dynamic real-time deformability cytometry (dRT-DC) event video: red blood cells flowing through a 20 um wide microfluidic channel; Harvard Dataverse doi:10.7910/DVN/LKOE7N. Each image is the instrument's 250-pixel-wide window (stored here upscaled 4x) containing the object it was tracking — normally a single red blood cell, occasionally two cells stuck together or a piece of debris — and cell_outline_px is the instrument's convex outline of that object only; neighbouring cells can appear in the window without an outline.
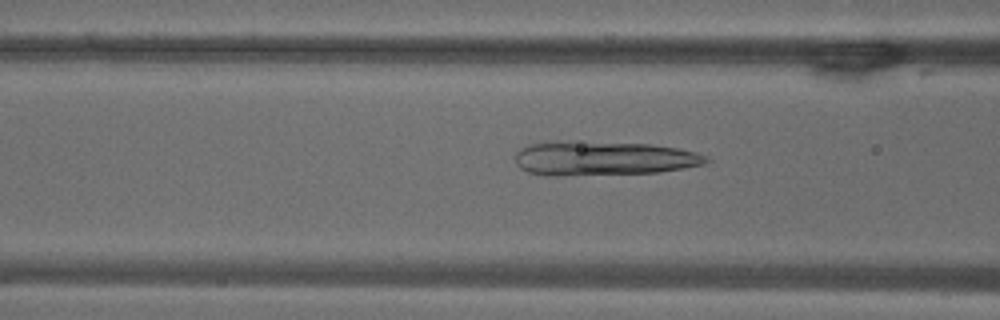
{"species": "common noctule bat (a hibernating species)", "species_latin": "Nyctalus noctula", "temperature_condition": "warm", "stored_images_in_passage": 53, "camera_frame_rate_fps": 3000, "um_per_image_px": 0.085, "animal": {"sex": "male", "body_mass_g": 18.8}, "frame": {"image": 1, "passage_image": 20, "time_ms": 6.333, "image_size_px": [1000, 320], "cell_outline_px": [[712, 160], [704, 164], [684, 168], [660, 172], [556, 176], [544, 176], [528, 172], [520, 168], [516, 164], [516, 152], [520, 148], [528, 144], [560, 140], [652, 144], [676, 148], [696, 152], [708, 156]], "centroid_in_image_um": [51.26, 13.45], "position_along_channel_um": 115.3, "area_um2": 38.67}}
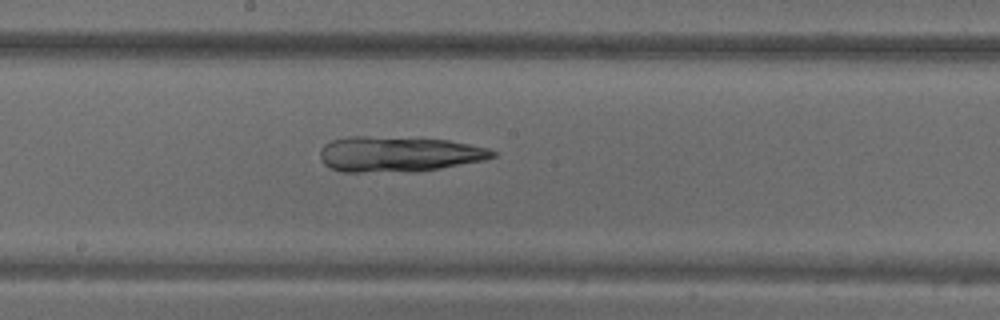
{"frame": {"image": 2, "passage_image": 28, "time_ms": 9.0, "image_size_px": [1000, 320], "cell_outline_px": [[496, 156], [484, 160], [440, 168], [416, 172], [344, 172], [332, 168], [324, 164], [320, 160], [320, 148], [324, 144], [332, 140], [348, 136], [368, 136], [448, 140], [488, 148], [496, 152]], "centroid_in_image_um": [33.85, 13.11], "position_along_channel_um": 214.4, "area_um2": 35.72}}
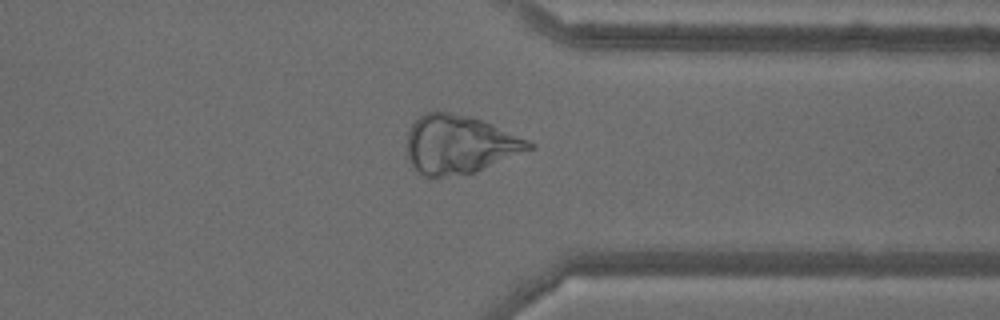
{"frame": {"image": 3, "passage_image": 41, "time_ms": 13.333, "image_size_px": [1000, 320], "cell_outline_px": [[536, 148], [472, 172], [432, 180], [428, 180], [408, 160], [404, 144], [408, 128], [424, 112], [448, 112], [468, 116], [484, 120], [528, 140], [536, 144]], "centroid_in_image_um": [39.0, 12.29], "position_along_channel_um": 372.4, "area_um2": 42.14}}